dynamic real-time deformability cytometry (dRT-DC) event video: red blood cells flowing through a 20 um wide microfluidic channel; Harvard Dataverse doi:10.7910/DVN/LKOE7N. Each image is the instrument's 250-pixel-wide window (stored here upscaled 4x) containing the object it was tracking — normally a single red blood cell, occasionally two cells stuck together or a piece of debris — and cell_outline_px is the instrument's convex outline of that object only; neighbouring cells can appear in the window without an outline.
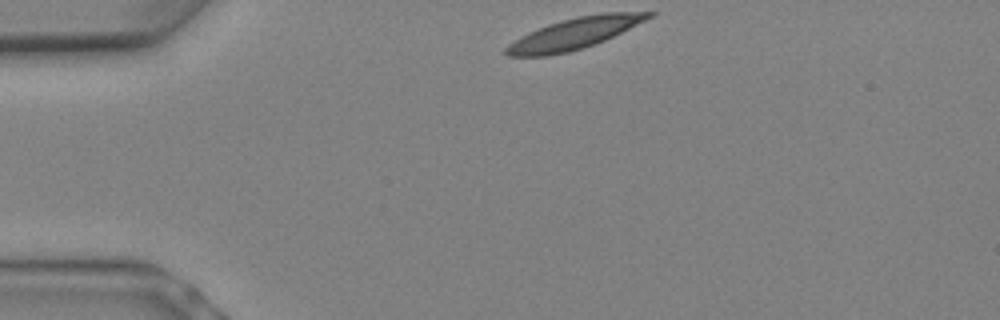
{"species": "Egyptian fruit bat (a non-hibernating species)", "species_latin": "Rousettus aegyptiacus", "temperature_condition": "warm", "stored_images_in_passage": 3, "camera_frame_rate_fps": 3000, "um_per_image_px": 0.085, "animal": {"sex": "female"}, "frame": {"image": 1, "passage_image": 1, "time_ms": 0.0, "image_size_px": [1000, 320], "cell_outline_px": [[656, 12], [652, 16], [604, 40], [568, 52], [548, 56], [508, 56], [504, 52], [504, 48], [508, 44], [520, 36], [528, 32], [548, 24], [560, 20], [576, 16], [604, 12]], "centroid_in_image_um": [48.73, 2.84], "position_along_channel_um": 36.3, "area_um2": 25.49}}